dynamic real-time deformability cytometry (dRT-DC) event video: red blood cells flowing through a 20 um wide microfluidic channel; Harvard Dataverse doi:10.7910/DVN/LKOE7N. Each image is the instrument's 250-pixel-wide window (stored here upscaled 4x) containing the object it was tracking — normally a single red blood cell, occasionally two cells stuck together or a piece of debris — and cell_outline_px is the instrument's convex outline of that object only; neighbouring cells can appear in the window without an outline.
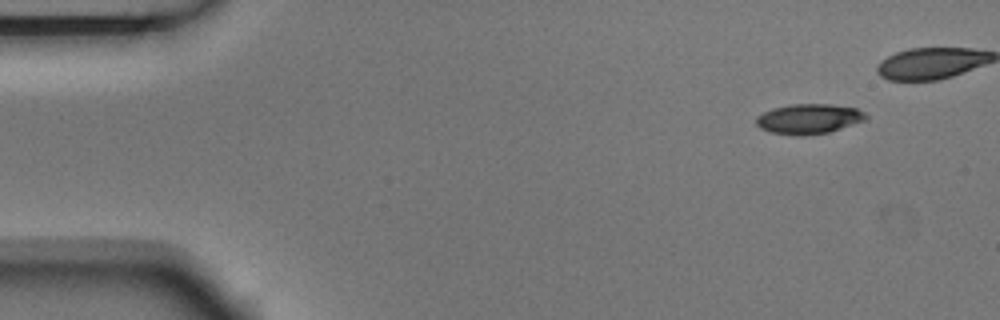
{"species": "Egyptian fruit bat (a non-hibernating species)", "species_latin": "Rousettus aegyptiacus", "temperature_condition": "room temperature", "stored_images_in_passage": 5, "camera_frame_rate_fps": 3000, "um_per_image_px": 0.085, "animal": {"sex": "male"}, "frame": {"image": 1, "passage_image": 1, "time_ms": 0.0, "image_size_px": [1000, 320], "cell_outline_px": [[868, 120], [828, 132], [804, 136], [796, 136], [772, 132], [760, 128], [756, 124], [756, 116], [772, 108], [792, 104], [832, 104], [856, 108], [864, 112], [868, 116]], "centroid_in_image_um": [68.77, 10.1], "position_along_channel_um": 16.2, "area_um2": 19.31}}